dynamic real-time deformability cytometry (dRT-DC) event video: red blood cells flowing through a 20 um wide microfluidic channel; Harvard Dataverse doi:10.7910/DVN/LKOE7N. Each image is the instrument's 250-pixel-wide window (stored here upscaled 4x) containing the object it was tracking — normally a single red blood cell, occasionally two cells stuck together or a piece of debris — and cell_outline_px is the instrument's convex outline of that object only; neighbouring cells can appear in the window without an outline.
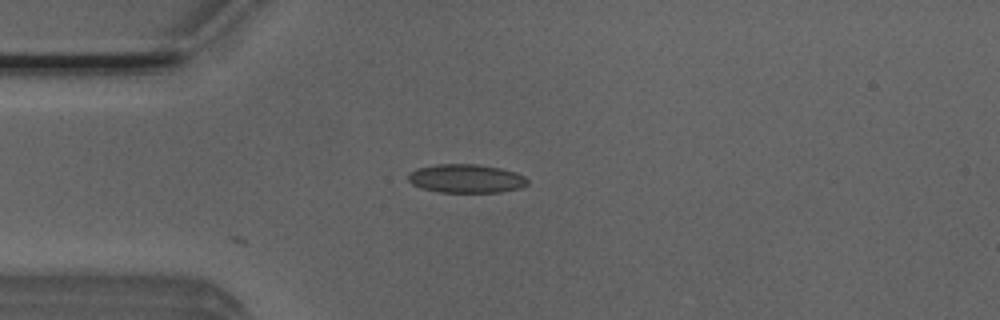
{"species": "Egyptian fruit bat (a non-hibernating species)", "species_latin": "Rousettus aegyptiacus", "temperature_condition": "room temperature", "stored_images_in_passage": 3, "camera_frame_rate_fps": 3000, "um_per_image_px": 0.085, "animal": {"sex": "male"}, "frame": {"image": 1, "passage_image": 3, "time_ms": 0.667, "image_size_px": [1000, 320], "cell_outline_px": [[528, 184], [520, 188], [500, 192], [440, 192], [420, 188], [412, 184], [408, 180], [408, 172], [416, 168], [436, 164], [476, 164], [500, 168], [516, 172], [524, 176], [528, 180]], "centroid_in_image_um": [39.6, 15.17], "position_along_channel_um": 45.4, "area_um2": 20.06}}